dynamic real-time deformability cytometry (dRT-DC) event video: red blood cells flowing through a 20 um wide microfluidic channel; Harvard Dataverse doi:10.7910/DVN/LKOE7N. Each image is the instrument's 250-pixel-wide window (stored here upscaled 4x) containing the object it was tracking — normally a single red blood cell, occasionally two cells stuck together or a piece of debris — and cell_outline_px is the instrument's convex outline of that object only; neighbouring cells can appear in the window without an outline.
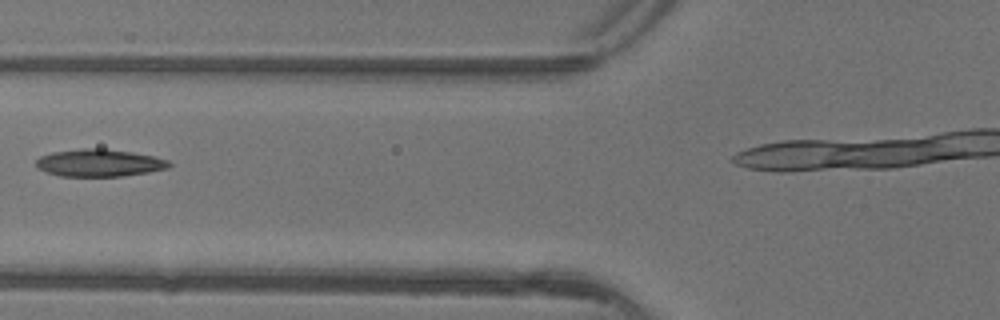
{"species": "common noctule bat (a hibernating species)", "species_latin": "Nyctalus noctula", "temperature_condition": "warm", "stored_images_in_passage": 3, "segment_of_instrument_passage": [1, 2], "camera_frame_rate_fps": 3000, "um_per_image_px": 0.085, "animal": {"sex": "female"}, "frame": {"image": 1, "passage_image": 2, "time_ms": 0.333, "image_size_px": [1000, 320], "cell_outline_px": [[172, 164], [168, 168], [148, 172], [124, 176], [60, 176], [36, 168], [36, 160], [40, 156], [52, 152], [80, 148], [104, 148], [132, 152], [152, 156], [168, 160]], "centroid_in_image_um": [8.42, 13.84], "position_along_channel_um": 117.4, "area_um2": 21.27}}